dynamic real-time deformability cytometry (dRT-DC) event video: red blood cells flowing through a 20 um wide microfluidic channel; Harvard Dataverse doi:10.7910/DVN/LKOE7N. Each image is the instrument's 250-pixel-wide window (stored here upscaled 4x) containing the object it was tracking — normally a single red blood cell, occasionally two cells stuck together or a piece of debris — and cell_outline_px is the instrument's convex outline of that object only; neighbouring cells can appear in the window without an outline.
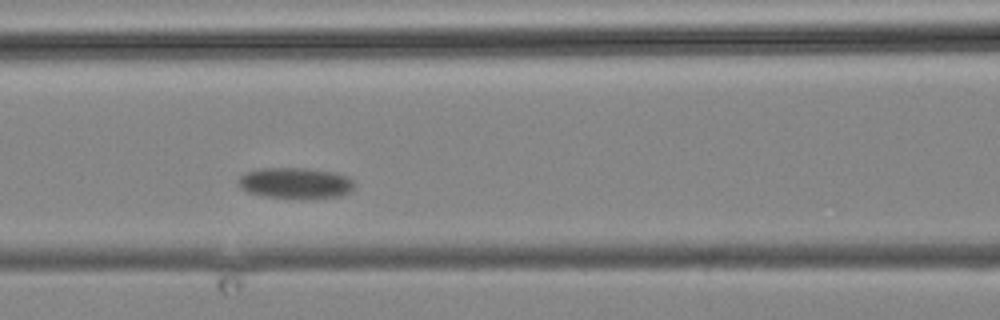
{"species": "common noctule bat (a hibernating species)", "species_latin": "Nyctalus noctula", "temperature_condition": "cold", "stored_images_in_passage": 5, "camera_frame_rate_fps": 3000, "um_per_image_px": 0.085, "animal": {"sex": "male", "body_mass_g": 19.2, "forearm_length_mm": 51.8}, "frame": {"image": 1, "passage_image": 4, "time_ms": 3.333, "image_size_px": [1000, 320], "cell_outline_px": [[356, 184], [348, 192], [340, 196], [308, 200], [304, 200], [264, 196], [248, 192], [240, 188], [240, 176], [244, 172], [260, 168], [304, 168], [332, 172], [344, 176], [352, 180]], "centroid_in_image_um": [25.1, 15.59], "position_along_channel_um": 141.5, "area_um2": 21.15}}